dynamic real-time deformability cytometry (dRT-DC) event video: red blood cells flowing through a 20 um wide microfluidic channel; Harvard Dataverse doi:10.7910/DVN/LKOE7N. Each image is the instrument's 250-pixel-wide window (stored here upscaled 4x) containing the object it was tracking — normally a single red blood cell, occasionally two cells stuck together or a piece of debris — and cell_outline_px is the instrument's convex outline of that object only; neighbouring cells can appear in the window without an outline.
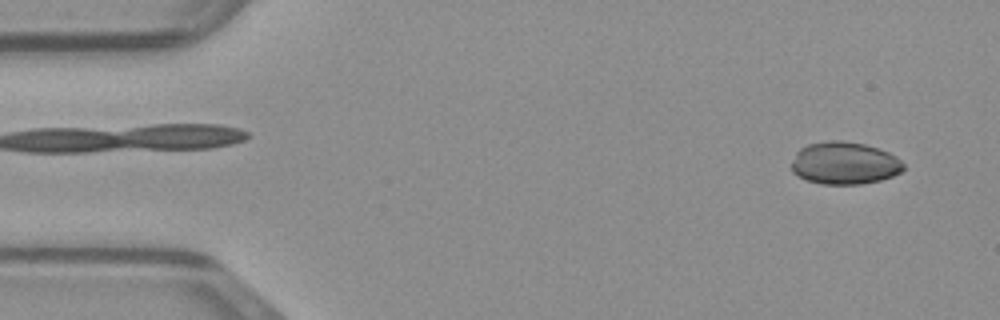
{"species": "common noctule bat (a hibernating species)", "species_latin": "Nyctalus noctula", "temperature_condition": "warm", "stored_images_in_passage": 47, "camera_frame_rate_fps": 3000, "um_per_image_px": 0.085, "animal": {"sex": "male", "body_mass_g": 23.1, "forearm_length_mm": 52.7}, "frame": {"image": 1, "passage_image": 2, "time_ms": 0.333, "image_size_px": [1000, 320], "cell_outline_px": [[904, 168], [900, 172], [892, 176], [880, 180], [860, 184], [820, 184], [808, 180], [792, 172], [792, 164], [796, 152], [800, 148], [808, 144], [828, 140], [840, 140], [864, 144], [888, 152], [896, 156], [904, 164]], "centroid_in_image_um": [71.78, 13.86], "position_along_channel_um": 13.2, "area_um2": 27.57}}
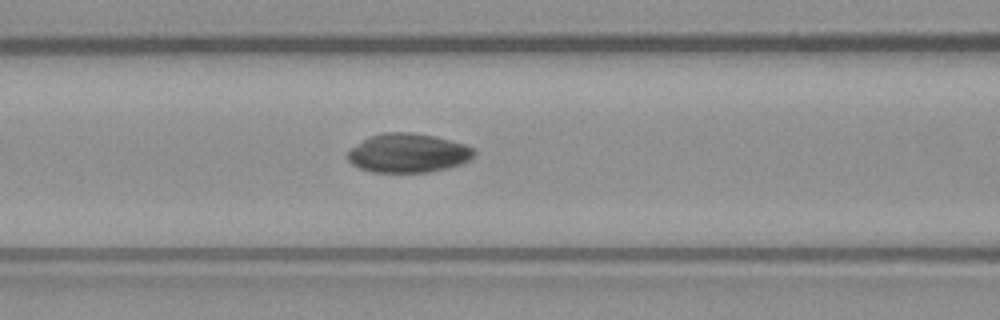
{"frame": {"image": 2, "passage_image": 18, "time_ms": 5.667, "image_size_px": [1000, 320], "cell_outline_px": [[476, 152], [468, 160], [460, 164], [448, 168], [428, 172], [372, 172], [360, 168], [352, 164], [348, 160], [348, 152], [352, 148], [368, 136], [384, 132], [408, 132], [436, 136], [464, 144], [476, 148]], "centroid_in_image_um": [34.7, 13.0], "position_along_channel_um": 131.9, "area_um2": 28.73}}
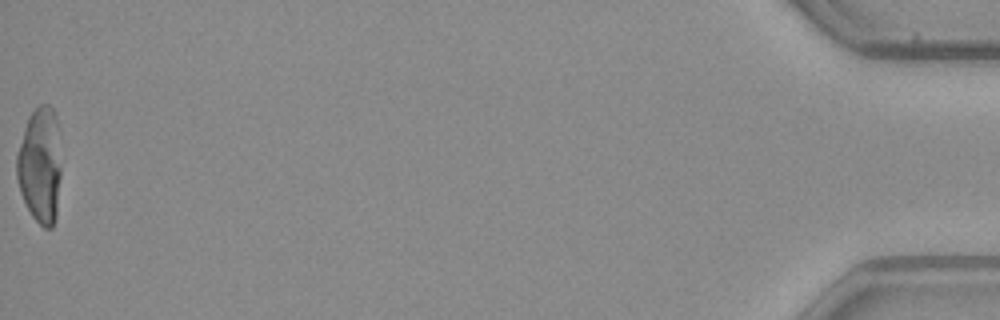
{"frame": {"image": 3, "passage_image": 47, "time_ms": 15.333, "image_size_px": [1000, 320], "cell_outline_px": [[60, 176], [56, 216], [52, 228], [44, 228], [32, 216], [20, 192], [16, 176], [16, 156], [24, 128], [28, 116], [40, 104], [48, 104], [52, 108], [56, 116], [60, 168]], "centroid_in_image_um": [3.39, 14.05], "position_along_channel_um": 431.8, "area_um2": 29.82}}